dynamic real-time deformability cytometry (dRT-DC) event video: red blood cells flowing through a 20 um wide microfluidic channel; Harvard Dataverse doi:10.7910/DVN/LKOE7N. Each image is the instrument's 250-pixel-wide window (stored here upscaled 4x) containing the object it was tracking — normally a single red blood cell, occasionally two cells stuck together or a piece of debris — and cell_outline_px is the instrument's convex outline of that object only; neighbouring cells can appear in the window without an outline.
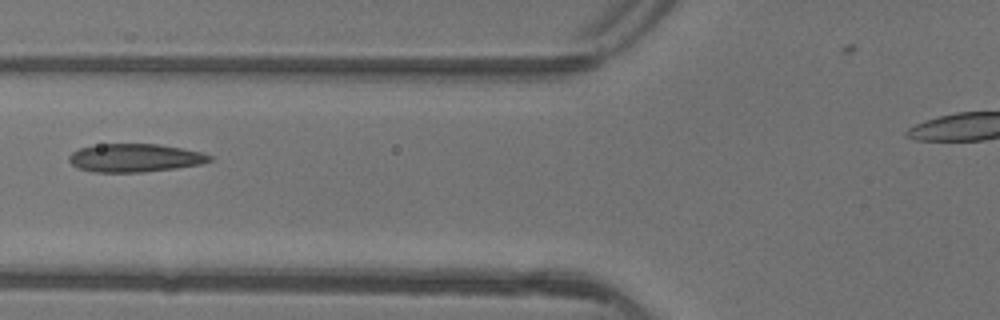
{"species": "common noctule bat (a hibernating species)", "species_latin": "Nyctalus noctula", "temperature_condition": "warm", "stored_images_in_passage": 2, "camera_frame_rate_fps": 3000, "um_per_image_px": 0.085, "animal": {"sex": "female"}, "frame": {"image": 1, "passage_image": 2, "time_ms": 0.333, "image_size_px": [1000, 320], "cell_outline_px": [[212, 160], [200, 164], [176, 168], [144, 172], [92, 172], [80, 168], [72, 164], [68, 160], [68, 156], [72, 152], [80, 148], [100, 144], [160, 144], [200, 152], [212, 156]], "centroid_in_image_um": [11.45, 13.42], "position_along_channel_um": 114.3, "area_um2": 23.0}}